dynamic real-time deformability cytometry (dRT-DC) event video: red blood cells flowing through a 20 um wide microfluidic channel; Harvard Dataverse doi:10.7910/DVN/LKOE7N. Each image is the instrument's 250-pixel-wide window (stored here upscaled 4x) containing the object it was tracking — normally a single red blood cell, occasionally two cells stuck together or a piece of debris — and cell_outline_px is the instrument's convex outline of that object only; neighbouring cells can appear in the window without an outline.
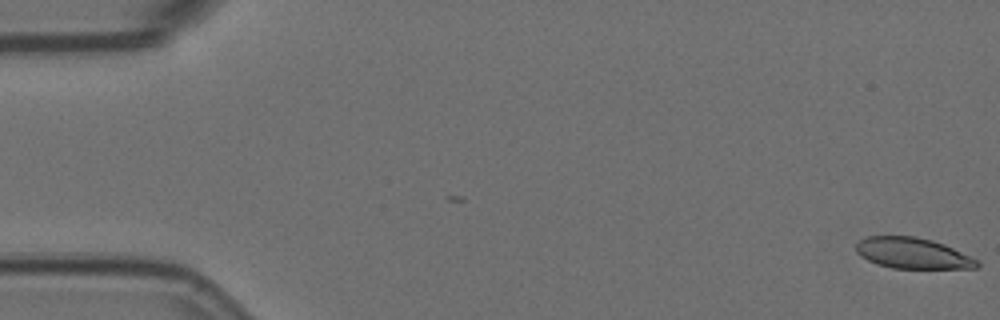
{"species": "Egyptian fruit bat (a non-hibernating species)", "species_latin": "Rousettus aegyptiacus", "temperature_condition": "room temperature", "stored_images_in_passage": 2, "camera_frame_rate_fps": 3000, "um_per_image_px": 0.085, "animal": {"sex": "female"}, "frame": {"image": 1, "passage_image": 2, "time_ms": 0.333, "image_size_px": [1000, 320], "cell_outline_px": [[980, 264], [976, 268], [892, 268], [876, 264], [860, 256], [856, 252], [856, 244], [860, 240], [868, 236], [916, 236], [932, 240], [944, 244], [976, 260]], "centroid_in_image_um": [77.52, 21.52], "position_along_channel_um": 7.5, "area_um2": 21.56}}